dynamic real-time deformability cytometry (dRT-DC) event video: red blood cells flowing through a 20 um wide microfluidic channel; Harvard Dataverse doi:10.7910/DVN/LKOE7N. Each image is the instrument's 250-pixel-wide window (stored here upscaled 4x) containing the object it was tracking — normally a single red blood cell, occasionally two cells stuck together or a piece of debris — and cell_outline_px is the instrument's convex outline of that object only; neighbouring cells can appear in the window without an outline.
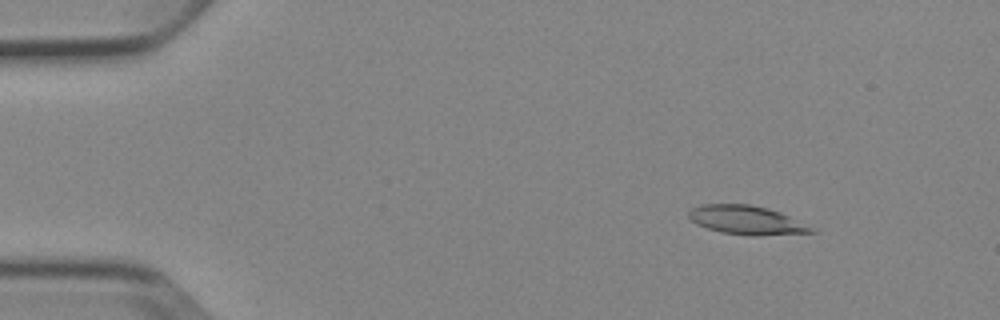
{"species": "Egyptian fruit bat (a non-hibernating species)", "species_latin": "Rousettus aegyptiacus", "temperature_condition": "cold", "stored_images_in_passage": 4, "camera_frame_rate_fps": 3000, "um_per_image_px": 0.085, "animal": {"sex": "female"}, "frame": {"image": 1, "passage_image": 1, "time_ms": 0.0, "image_size_px": [1000, 320], "cell_outline_px": [[816, 232], [752, 236], [720, 232], [696, 224], [688, 216], [688, 212], [692, 208], [700, 204], [752, 204], [768, 208], [780, 212], [812, 228]], "centroid_in_image_um": [63.39, 18.7], "position_along_channel_um": 21.6, "area_um2": 20.4}}
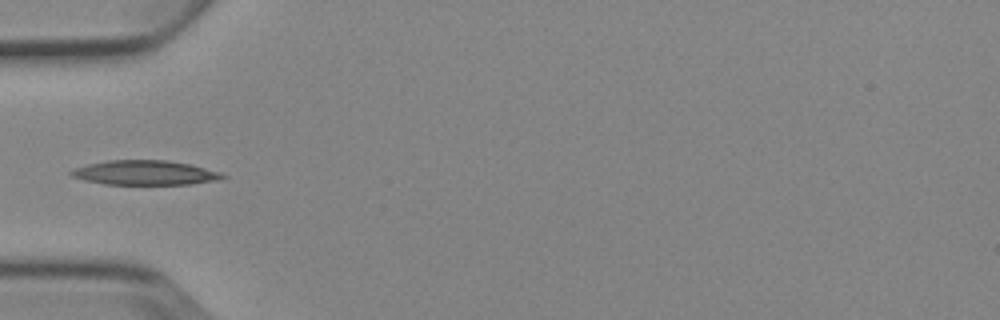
{"frame": {"image": 2, "passage_image": 4, "time_ms": 3.667, "image_size_px": [1000, 320], "cell_outline_px": [[228, 176], [220, 180], [192, 184], [104, 184], [84, 180], [72, 176], [68, 172], [72, 168], [88, 164], [108, 160], [168, 160], [192, 164], [220, 172]], "centroid_in_image_um": [12.34, 14.68], "position_along_channel_um": 72.7, "area_um2": 21.85}}